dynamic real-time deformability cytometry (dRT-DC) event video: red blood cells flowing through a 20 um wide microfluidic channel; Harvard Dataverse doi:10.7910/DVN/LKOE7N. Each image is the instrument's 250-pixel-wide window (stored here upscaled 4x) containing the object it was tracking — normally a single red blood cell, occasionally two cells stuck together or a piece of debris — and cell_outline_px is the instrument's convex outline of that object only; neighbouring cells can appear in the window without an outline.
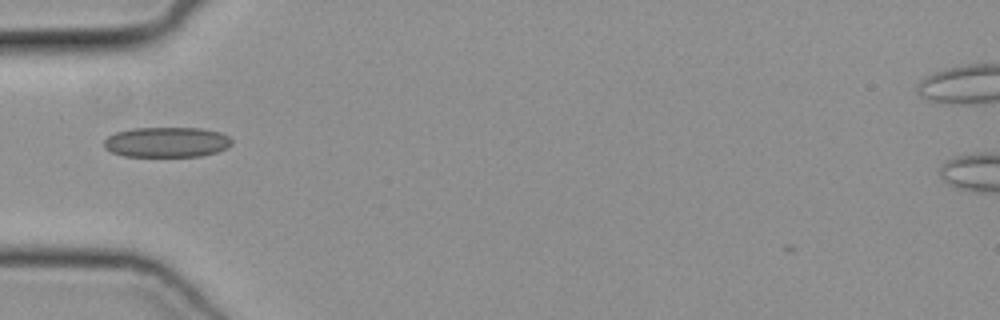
{"species": "common noctule bat (a hibernating species)", "species_latin": "Nyctalus noctula", "temperature_condition": "cold", "stored_images_in_passage": 37, "camera_frame_rate_fps": 3000, "um_per_image_px": 0.085, "animal": {"sex": "female", "body_mass_g": 19.3, "forearm_length_mm": 54.1}, "frame": {"image": 1, "passage_image": 4, "time_ms": 1.0, "image_size_px": [1000, 320], "cell_outline_px": [[232, 144], [228, 148], [216, 152], [200, 156], [124, 156], [112, 152], [104, 148], [104, 140], [108, 136], [116, 132], [132, 128], [200, 128], [220, 132], [228, 136], [232, 140]], "centroid_in_image_um": [14.17, 12.08], "position_along_channel_um": 70.8, "area_um2": 22.54}}
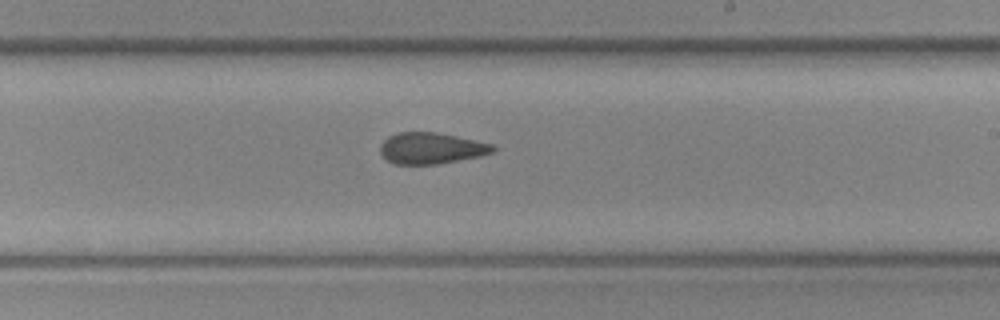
{"frame": {"image": 2, "passage_image": 17, "time_ms": 5.333, "image_size_px": [1000, 320], "cell_outline_px": [[496, 148], [492, 152], [480, 156], [436, 164], [396, 164], [388, 160], [380, 152], [380, 144], [388, 136], [400, 132], [436, 132], [456, 136], [492, 144]], "centroid_in_image_um": [36.63, 12.59], "position_along_channel_um": 252.4, "area_um2": 20.29}}
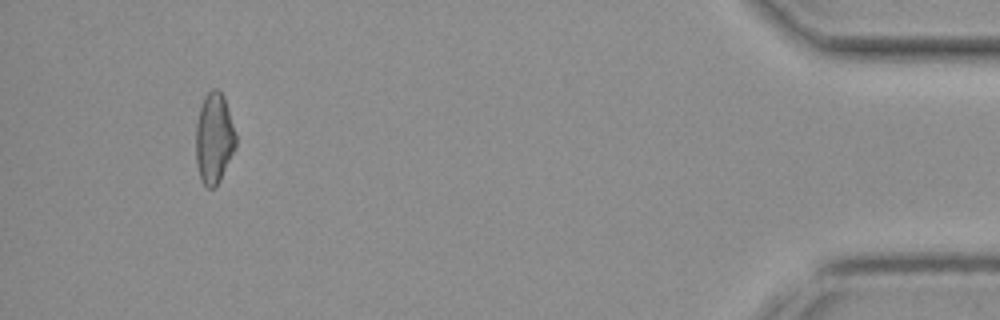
{"frame": {"image": 3, "passage_image": 34, "time_ms": 11.0, "image_size_px": [1000, 320], "cell_outline_px": [[236, 144], [220, 180], [212, 188], [208, 188], [200, 180], [196, 164], [196, 124], [200, 108], [204, 96], [212, 88], [216, 88], [224, 96], [236, 132]], "centroid_in_image_um": [18.18, 11.73], "position_along_channel_um": 417.0, "area_um2": 21.04}}